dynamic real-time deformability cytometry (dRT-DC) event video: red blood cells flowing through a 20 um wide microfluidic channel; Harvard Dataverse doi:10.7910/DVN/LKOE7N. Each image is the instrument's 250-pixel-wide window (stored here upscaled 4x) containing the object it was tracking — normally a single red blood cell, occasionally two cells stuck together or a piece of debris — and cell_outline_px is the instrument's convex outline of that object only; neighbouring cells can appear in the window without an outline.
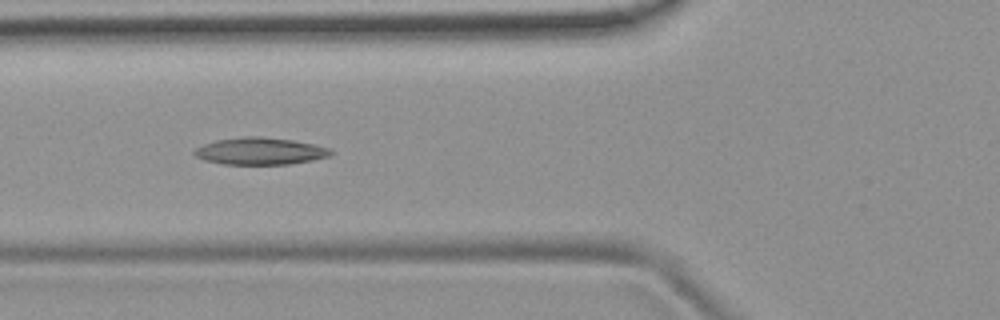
{"species": "common noctule bat (a hibernating species)", "species_latin": "Nyctalus noctula", "temperature_condition": "room temperature", "stored_images_in_passage": 4, "camera_frame_rate_fps": 3000, "um_per_image_px": 0.085, "animal": {"sex": "female", "body_mass_g": 19.9}, "frame": {"image": 1, "passage_image": 3, "time_ms": 3.0, "image_size_px": [1000, 320], "cell_outline_px": [[332, 152], [328, 156], [312, 160], [292, 164], [224, 164], [204, 160], [196, 156], [192, 152], [196, 148], [204, 144], [216, 140], [244, 136], [260, 136], [292, 140], [312, 144], [328, 148]], "centroid_in_image_um": [22.07, 12.84], "position_along_channel_um": 103.7, "area_um2": 21.33}}
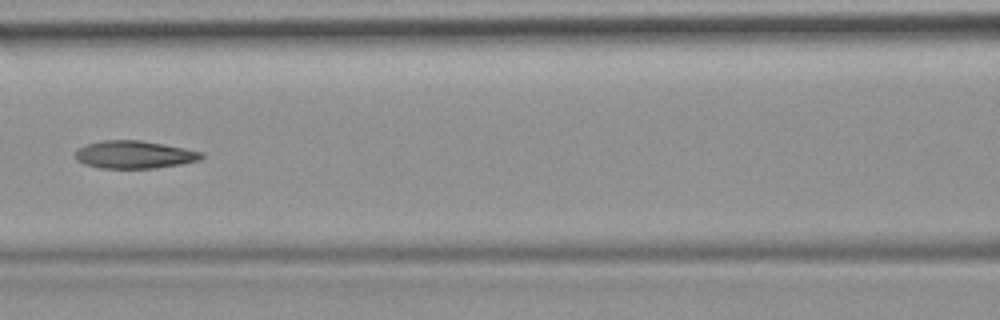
{"frame": {"image": 2, "passage_image": 4, "time_ms": 4.333, "image_size_px": [1000, 320], "cell_outline_px": [[204, 156], [200, 160], [180, 164], [156, 168], [100, 168], [84, 164], [76, 160], [76, 152], [84, 144], [104, 140], [140, 140], [164, 144], [204, 152]], "centroid_in_image_um": [11.43, 13.14], "position_along_channel_um": 155.2, "area_um2": 20.4}}